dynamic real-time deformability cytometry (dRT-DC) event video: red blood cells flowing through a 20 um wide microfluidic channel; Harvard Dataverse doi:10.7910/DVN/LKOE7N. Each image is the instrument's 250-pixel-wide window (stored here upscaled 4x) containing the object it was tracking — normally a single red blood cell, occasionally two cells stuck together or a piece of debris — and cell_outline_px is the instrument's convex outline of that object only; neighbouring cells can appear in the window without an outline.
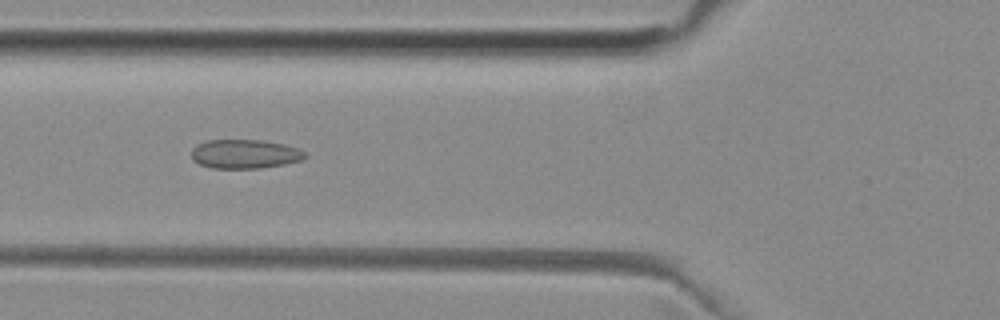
{"species": "common noctule bat (a hibernating species)", "species_latin": "Nyctalus noctula", "temperature_condition": "room temperature", "stored_images_in_passage": 36, "camera_frame_rate_fps": 3000, "um_per_image_px": 0.085, "animal": {"sex": "female", "body_mass_g": 29.2, "forearm_length_mm": 56.3}, "frame": {"image": 1, "passage_image": 3, "time_ms": 0.667, "image_size_px": [1000, 320], "cell_outline_px": [[308, 156], [300, 160], [284, 164], [260, 168], [212, 168], [200, 164], [192, 160], [192, 148], [196, 144], [208, 140], [264, 140], [284, 144], [296, 148], [304, 152]], "centroid_in_image_um": [20.78, 13.08], "position_along_channel_um": 105.0, "area_um2": 19.19}}
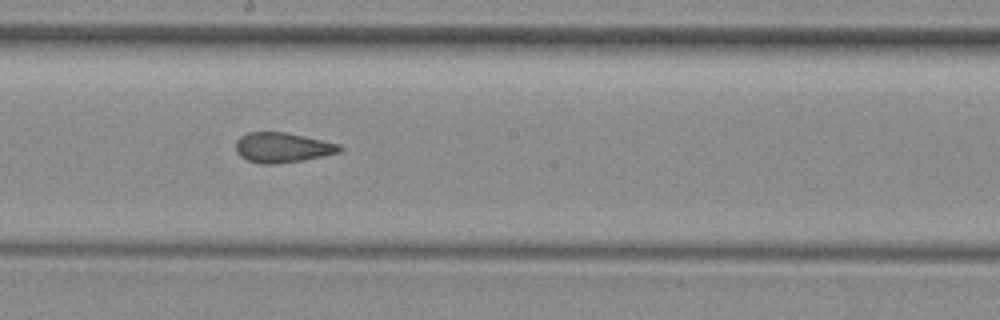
{"frame": {"image": 2, "passage_image": 12, "time_ms": 3.667, "image_size_px": [1000, 320], "cell_outline_px": [[344, 148], [340, 152], [324, 156], [300, 160], [272, 164], [260, 164], [248, 160], [240, 156], [236, 152], [236, 140], [240, 136], [248, 132], [284, 132], [340, 144]], "centroid_in_image_um": [23.99, 12.54], "position_along_channel_um": 224.2, "area_um2": 18.03}}
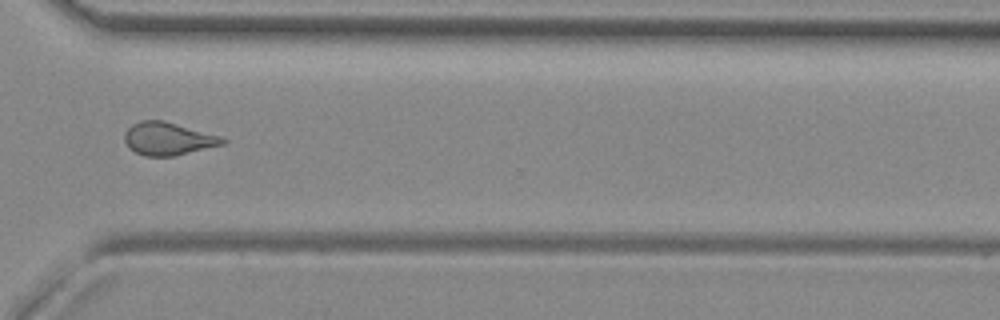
{"frame": {"image": 3, "passage_image": 22, "time_ms": 7.0, "image_size_px": [1000, 320], "cell_outline_px": [[228, 140], [224, 144], [172, 156], [144, 156], [136, 152], [124, 140], [124, 132], [132, 124], [140, 120], [164, 120], [224, 136]], "centroid_in_image_um": [14.33, 11.77], "position_along_channel_um": 356.3, "area_um2": 18.84}}